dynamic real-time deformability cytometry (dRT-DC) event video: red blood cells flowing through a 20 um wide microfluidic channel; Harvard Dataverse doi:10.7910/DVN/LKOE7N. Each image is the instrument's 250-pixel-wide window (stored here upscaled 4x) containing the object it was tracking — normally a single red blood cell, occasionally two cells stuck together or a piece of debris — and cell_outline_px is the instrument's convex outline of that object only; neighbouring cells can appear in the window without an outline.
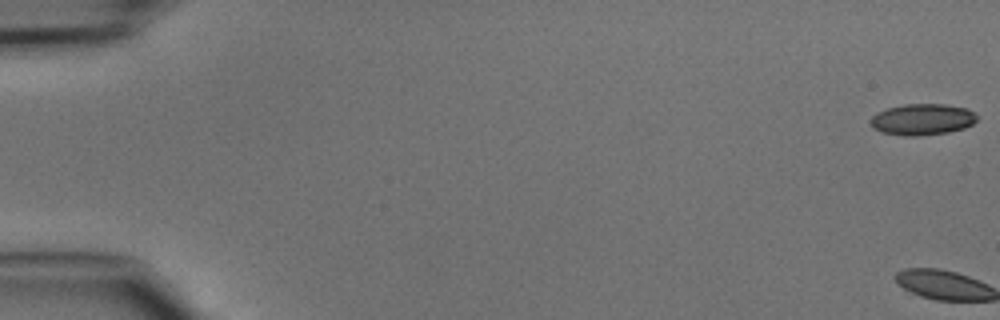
{"species": "common noctule bat (a hibernating species)", "species_latin": "Nyctalus noctula", "temperature_condition": "cold", "stored_images_in_passage": 19, "camera_frame_rate_fps": 3000, "um_per_image_px": 0.085, "animal": {"sex": "male", "body_mass_g": 15.6}, "frame": {"image": 1, "passage_image": 1, "time_ms": 0.0, "image_size_px": [1000, 320], "cell_outline_px": [[976, 120], [972, 124], [964, 128], [948, 132], [916, 136], [904, 136], [884, 132], [872, 128], [868, 120], [876, 112], [888, 108], [904, 104], [944, 104], [968, 108], [976, 116]], "centroid_in_image_um": [78.36, 10.14], "position_along_channel_um": 6.6, "area_um2": 19.42}}